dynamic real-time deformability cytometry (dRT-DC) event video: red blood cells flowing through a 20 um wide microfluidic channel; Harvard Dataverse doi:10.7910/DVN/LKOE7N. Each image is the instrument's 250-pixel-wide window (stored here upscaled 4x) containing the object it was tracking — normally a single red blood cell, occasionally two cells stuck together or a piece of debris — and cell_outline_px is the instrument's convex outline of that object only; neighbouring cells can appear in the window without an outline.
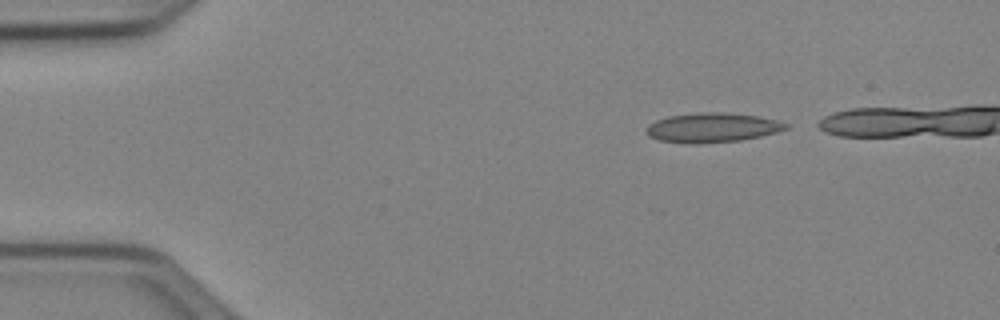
{"species": "Egyptian fruit bat (a non-hibernating species)", "species_latin": "Rousettus aegyptiacus", "temperature_condition": "cold", "stored_images_in_passage": 39, "camera_frame_rate_fps": 3000, "um_per_image_px": 0.085, "animal": {"sex": "female"}, "frame": {"image": 1, "passage_image": 1, "time_ms": 0.0, "image_size_px": [1000, 320], "cell_outline_px": [[788, 128], [776, 132], [760, 136], [740, 140], [696, 144], [688, 144], [660, 140], [648, 136], [644, 132], [648, 124], [656, 120], [668, 116], [700, 112], [720, 112], [760, 116], [780, 120], [788, 124]], "centroid_in_image_um": [60.52, 10.84], "position_along_channel_um": 24.5, "area_um2": 24.16}}
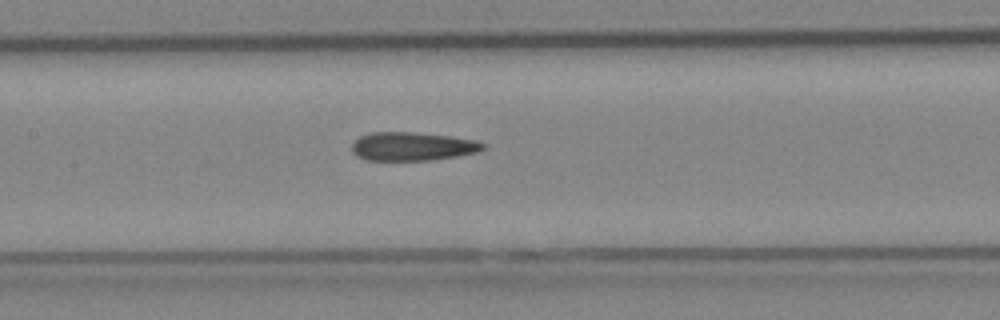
{"frame": {"image": 2, "passage_image": 18, "time_ms": 5.667, "image_size_px": [1000, 320], "cell_outline_px": [[484, 148], [476, 152], [456, 156], [432, 160], [368, 160], [356, 156], [352, 152], [352, 144], [360, 136], [372, 132], [416, 132], [452, 136], [476, 140], [484, 144]], "centroid_in_image_um": [35.04, 12.44], "position_along_channel_um": 172.4, "area_um2": 21.79}}
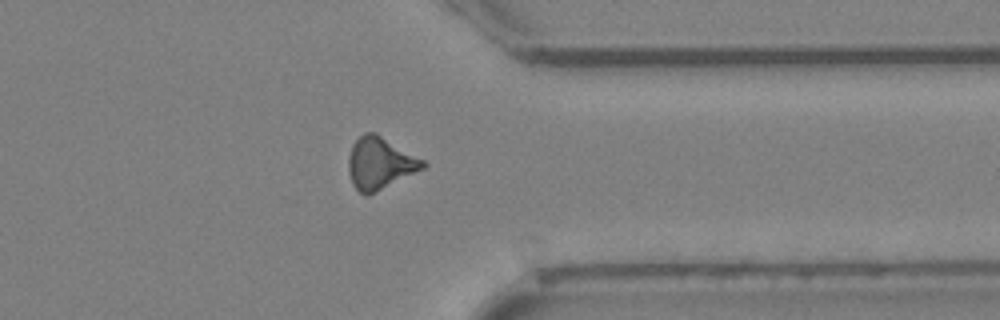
{"frame": {"image": 3, "passage_image": 34, "time_ms": 11.0, "image_size_px": [1000, 320], "cell_outline_px": [[428, 164], [424, 168], [368, 196], [364, 196], [352, 184], [348, 172], [348, 160], [352, 144], [364, 132], [376, 132], [424, 160]], "centroid_in_image_um": [32.28, 13.87], "position_along_channel_um": 379.1, "area_um2": 22.6}, "authors_computed_cell_mechanics": {"area_um2": 22.0796, "velocity_mm_per_s": 3.968, "shape_relaxation_time_tau1_ms": null, "shape_relaxation_time_tau2_ms": 3.9151, "deformation_change_tau1": null, "deformation_change_tau2": 0.1315}}